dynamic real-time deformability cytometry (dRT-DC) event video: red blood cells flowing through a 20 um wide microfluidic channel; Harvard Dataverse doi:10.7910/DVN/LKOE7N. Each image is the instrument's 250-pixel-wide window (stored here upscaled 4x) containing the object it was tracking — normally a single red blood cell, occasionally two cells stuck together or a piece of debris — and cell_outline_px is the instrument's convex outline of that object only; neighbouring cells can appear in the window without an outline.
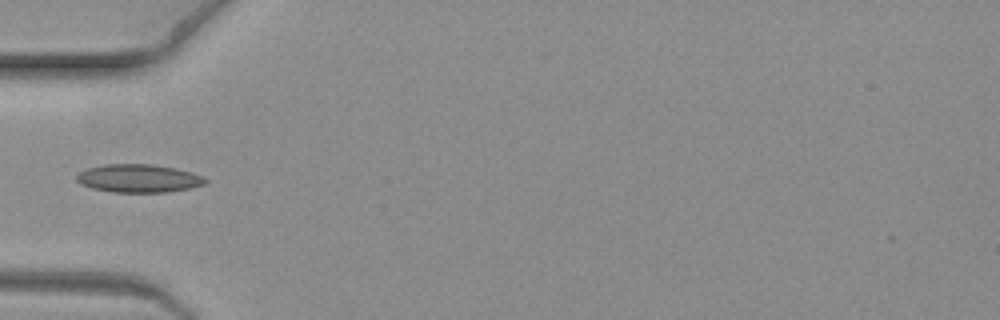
{"species": "common noctule bat (a hibernating species)", "species_latin": "Nyctalus noctula", "temperature_condition": "warm", "stored_images_in_passage": 4, "camera_frame_rate_fps": 3000, "um_per_image_px": 0.085, "animal": {"sex": "female", "body_mass_g": 19.3, "forearm_length_mm": 54.1}, "frame": {"image": 1, "passage_image": 2, "time_ms": 0.333, "image_size_px": [1000, 320], "cell_outline_px": [[208, 180], [204, 184], [188, 188], [168, 192], [112, 192], [92, 188], [80, 184], [76, 180], [76, 176], [80, 172], [88, 168], [104, 164], [152, 164], [176, 168], [192, 172], [204, 176]], "centroid_in_image_um": [11.78, 15.15], "position_along_channel_um": 73.2, "area_um2": 21.15}}
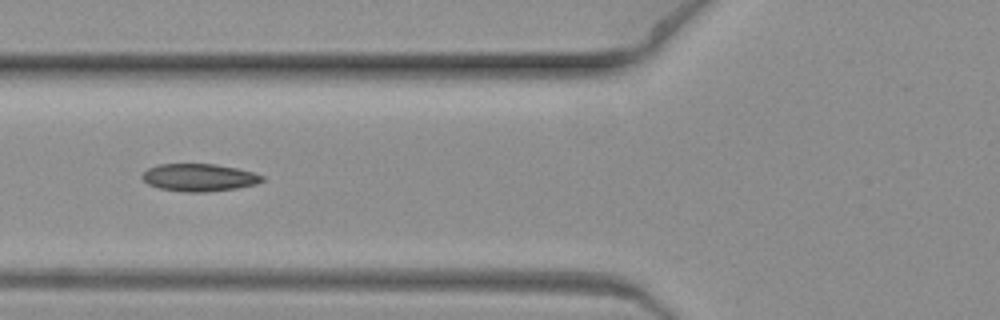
{"frame": {"image": 2, "passage_image": 3, "time_ms": 0.667, "image_size_px": [1000, 320], "cell_outline_px": [[264, 180], [256, 184], [236, 188], [208, 192], [184, 192], [160, 188], [148, 184], [140, 176], [148, 168], [160, 164], [212, 164], [236, 168], [252, 172], [264, 176]], "centroid_in_image_um": [16.92, 15.09], "position_along_channel_um": 108.9, "area_um2": 19.13}}